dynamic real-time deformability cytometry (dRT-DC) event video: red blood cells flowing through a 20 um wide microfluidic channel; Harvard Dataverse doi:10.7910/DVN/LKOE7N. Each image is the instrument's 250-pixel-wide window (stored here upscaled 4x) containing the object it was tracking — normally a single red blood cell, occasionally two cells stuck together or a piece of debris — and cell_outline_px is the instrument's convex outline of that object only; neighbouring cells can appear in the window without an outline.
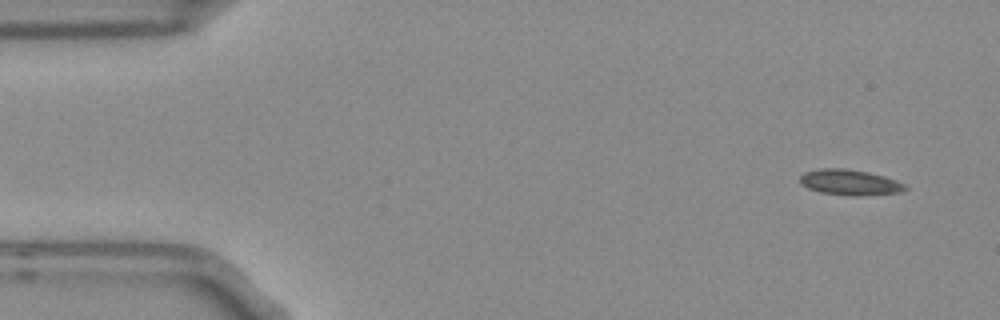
{"species": "Egyptian fruit bat (a non-hibernating species)", "species_latin": "Rousettus aegyptiacus", "temperature_condition": "room temperature", "stored_images_in_passage": 5, "camera_frame_rate_fps": 3000, "um_per_image_px": 0.085, "frame": {"image": 1, "passage_image": 1, "time_ms": 0.0, "image_size_px": [1000, 320], "cell_outline_px": [[908, 188], [900, 192], [860, 196], [852, 196], [820, 192], [808, 188], [800, 184], [800, 176], [804, 172], [816, 168], [844, 168], [868, 172], [884, 176], [896, 180], [904, 184]], "centroid_in_image_um": [72.2, 15.49], "position_along_channel_um": 12.8, "area_um2": 15.78}}
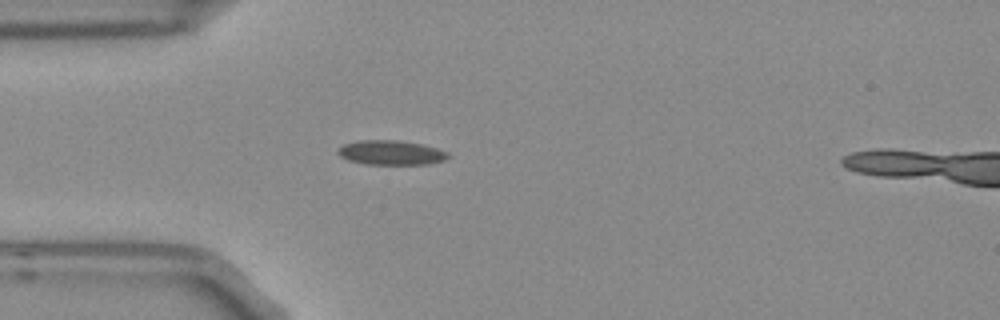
{"frame": {"image": 2, "passage_image": 4, "time_ms": 1.0, "image_size_px": [1000, 320], "cell_outline_px": [[452, 156], [444, 160], [428, 164], [364, 164], [348, 160], [340, 156], [336, 152], [336, 148], [344, 144], [356, 140], [400, 140], [420, 144], [436, 148], [448, 152]], "centroid_in_image_um": [33.2, 12.97], "position_along_channel_um": 51.8, "area_um2": 15.9}}